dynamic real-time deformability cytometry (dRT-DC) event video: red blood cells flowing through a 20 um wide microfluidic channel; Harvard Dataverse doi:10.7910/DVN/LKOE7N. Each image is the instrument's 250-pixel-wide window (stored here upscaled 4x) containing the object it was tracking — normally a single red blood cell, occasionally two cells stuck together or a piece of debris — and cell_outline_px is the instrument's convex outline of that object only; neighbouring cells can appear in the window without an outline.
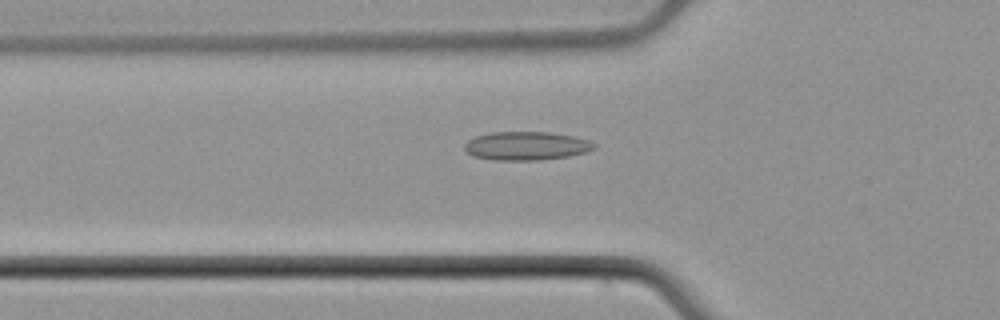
{"species": "common noctule bat (a hibernating species)", "species_latin": "Nyctalus noctula", "temperature_condition": "cold", "stored_images_in_passage": 42, "camera_frame_rate_fps": 3000, "um_per_image_px": 0.085, "animal": {"sex": "male", "body_mass_g": 21.5, "forearm_length_mm": 52.0}, "frame": {"image": 1, "passage_image": 10, "time_ms": 3.0, "image_size_px": [1000, 320], "cell_outline_px": [[596, 148], [588, 152], [568, 156], [540, 160], [496, 160], [472, 156], [464, 148], [464, 144], [468, 140], [476, 136], [492, 132], [552, 132], [572, 136], [588, 140], [596, 144]], "centroid_in_image_um": [44.75, 12.4], "position_along_channel_um": 81.0, "area_um2": 21.62}}
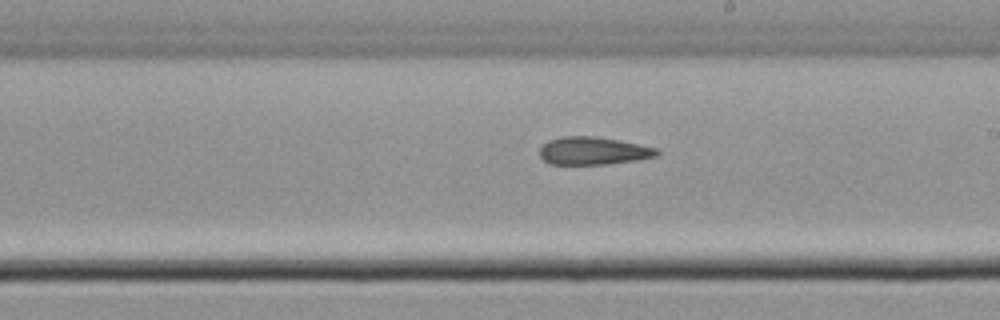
{"frame": {"image": 2, "passage_image": 22, "time_ms": 7.0, "image_size_px": [1000, 320], "cell_outline_px": [[660, 152], [656, 156], [636, 160], [608, 164], [548, 164], [540, 156], [540, 148], [548, 140], [564, 136], [596, 136], [620, 140], [656, 148]], "centroid_in_image_um": [50.41, 12.82], "position_along_channel_um": 238.6, "area_um2": 18.96}}
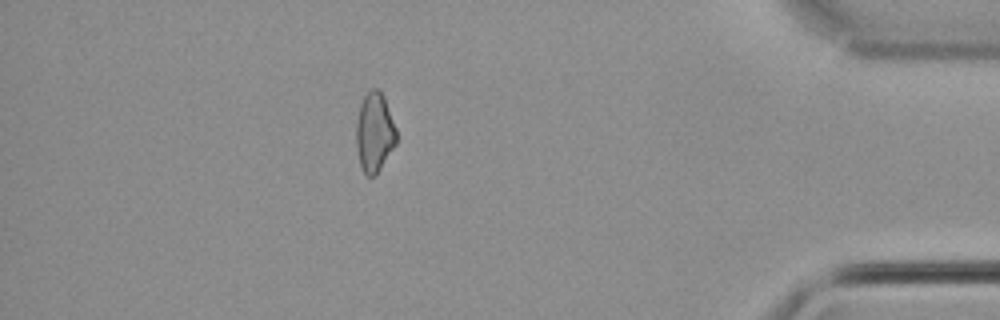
{"frame": {"image": 3, "passage_image": 38, "time_ms": 12.333, "image_size_px": [1000, 320], "cell_outline_px": [[396, 144], [380, 168], [372, 176], [368, 176], [364, 172], [360, 164], [356, 148], [356, 124], [360, 104], [364, 96], [372, 88], [380, 88], [384, 96], [396, 128]], "centroid_in_image_um": [31.83, 11.21], "position_along_channel_um": 403.4, "area_um2": 18.5}, "authors_computed_cell_mechanics": {"area_um2": 19.5364, "velocity_mm_per_s": 3.9362, "shape_relaxation_time_tau1_ms": null, "shape_relaxation_time_tau2_ms": 7.1097, "deformation_change_tau1": null, "deformation_change_tau2": 0.1828}}